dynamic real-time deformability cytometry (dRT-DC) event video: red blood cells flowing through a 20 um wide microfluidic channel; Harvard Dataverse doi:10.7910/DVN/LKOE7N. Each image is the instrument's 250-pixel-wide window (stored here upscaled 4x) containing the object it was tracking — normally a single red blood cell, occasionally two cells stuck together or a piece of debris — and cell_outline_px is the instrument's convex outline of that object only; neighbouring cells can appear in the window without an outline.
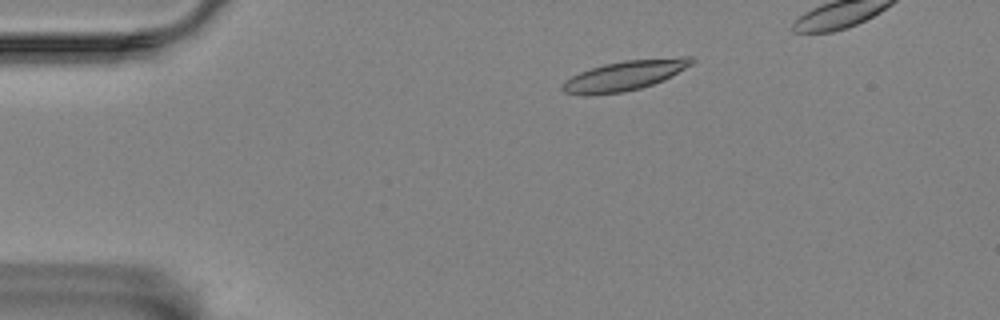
{"species": "Egyptian fruit bat (a non-hibernating species)", "species_latin": "Rousettus aegyptiacus", "temperature_condition": "room temperature", "stored_images_in_passage": 47, "camera_frame_rate_fps": 3000, "um_per_image_px": 0.085, "animal": {"sex": "female"}, "frame": {"image": 1, "passage_image": 2, "time_ms": 0.333, "image_size_px": [1000, 320], "cell_outline_px": [[696, 60], [692, 64], [672, 76], [664, 80], [640, 88], [624, 92], [588, 96], [584, 96], [564, 92], [560, 88], [560, 84], [564, 80], [580, 72], [604, 64], [624, 60], [680, 56], [692, 56]], "centroid_in_image_um": [53.09, 6.42], "position_along_channel_um": 31.9, "area_um2": 22.89}}
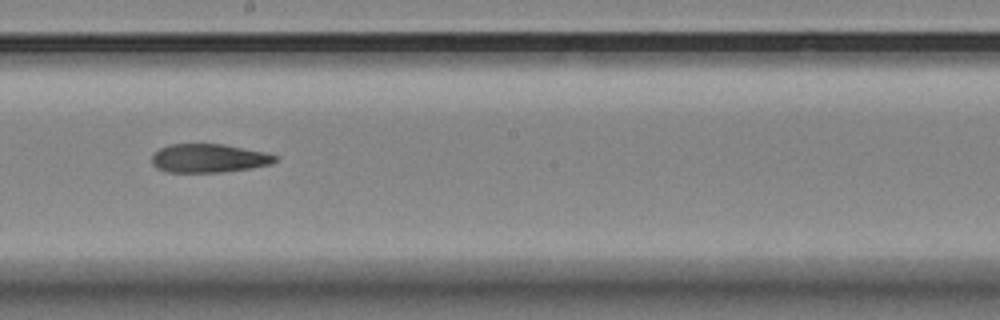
{"frame": {"image": 2, "passage_image": 25, "time_ms": 8.0, "image_size_px": [1000, 320], "cell_outline_px": [[280, 156], [272, 164], [252, 168], [224, 172], [168, 172], [156, 168], [152, 164], [152, 156], [160, 148], [172, 144], [224, 144], [264, 152]], "centroid_in_image_um": [17.78, 13.45], "position_along_channel_um": 230.4, "area_um2": 20.63}}
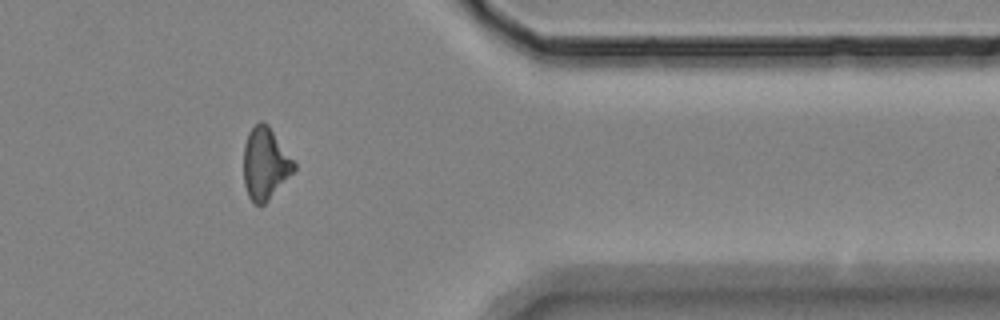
{"frame": {"image": 3, "passage_image": 41, "time_ms": 13.333, "image_size_px": [1000, 320], "cell_outline_px": [[296, 168], [268, 200], [264, 204], [256, 204], [248, 196], [244, 184], [244, 144], [248, 132], [260, 120], [264, 120], [268, 124], [296, 164]], "centroid_in_image_um": [22.53, 13.87], "position_along_channel_um": 388.9, "area_um2": 20.87}}